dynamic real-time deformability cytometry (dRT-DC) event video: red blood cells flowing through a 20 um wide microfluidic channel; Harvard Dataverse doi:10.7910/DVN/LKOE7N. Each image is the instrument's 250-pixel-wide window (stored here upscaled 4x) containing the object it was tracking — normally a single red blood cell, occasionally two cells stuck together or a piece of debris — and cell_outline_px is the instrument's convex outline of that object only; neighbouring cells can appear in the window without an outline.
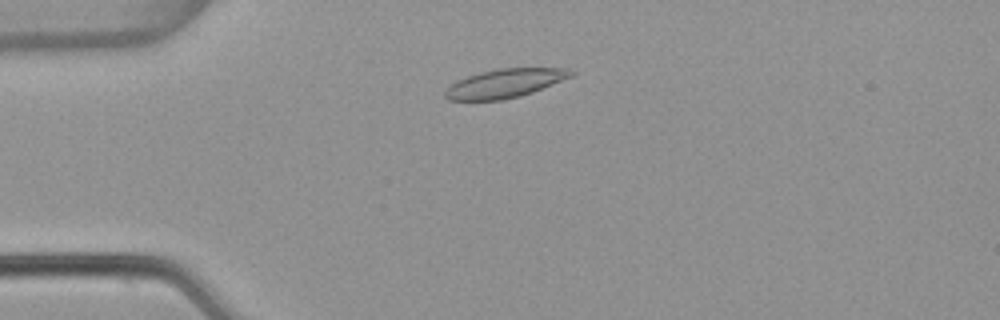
{"species": "common noctule bat (a hibernating species)", "species_latin": "Nyctalus noctula", "temperature_condition": "warm", "stored_images_in_passage": 5, "camera_frame_rate_fps": 3000, "um_per_image_px": 0.085, "animal": {"sex": "female", "body_mass_g": 22.7, "forearm_length_mm": 54.2}, "frame": {"image": 1, "passage_image": 3, "time_ms": 0.667, "image_size_px": [1000, 320], "cell_outline_px": [[576, 72], [572, 76], [532, 92], [520, 96], [504, 100], [448, 100], [444, 96], [444, 92], [456, 80], [480, 72], [496, 68], [568, 68]], "centroid_in_image_um": [42.91, 7.08], "position_along_channel_um": 42.1, "area_um2": 21.04}}
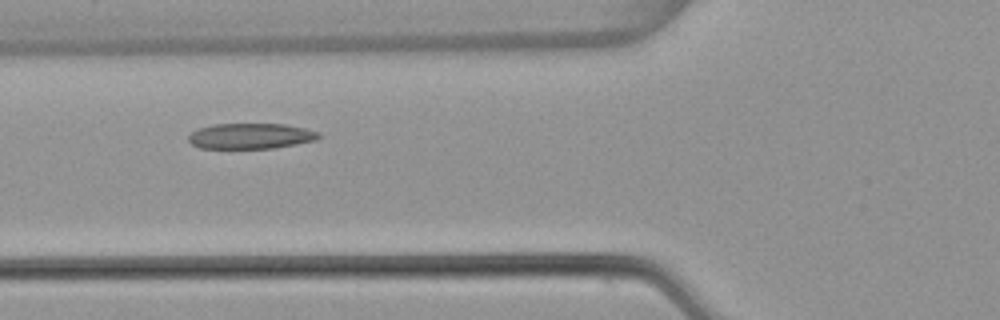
{"frame": {"image": 2, "passage_image": 5, "time_ms": 1.333, "image_size_px": [1000, 320], "cell_outline_px": [[320, 136], [316, 140], [296, 144], [272, 148], [200, 148], [192, 144], [188, 140], [188, 136], [192, 132], [200, 128], [212, 124], [284, 124], [304, 128], [320, 132]], "centroid_in_image_um": [21.31, 11.56], "position_along_channel_um": 104.5, "area_um2": 19.31}}